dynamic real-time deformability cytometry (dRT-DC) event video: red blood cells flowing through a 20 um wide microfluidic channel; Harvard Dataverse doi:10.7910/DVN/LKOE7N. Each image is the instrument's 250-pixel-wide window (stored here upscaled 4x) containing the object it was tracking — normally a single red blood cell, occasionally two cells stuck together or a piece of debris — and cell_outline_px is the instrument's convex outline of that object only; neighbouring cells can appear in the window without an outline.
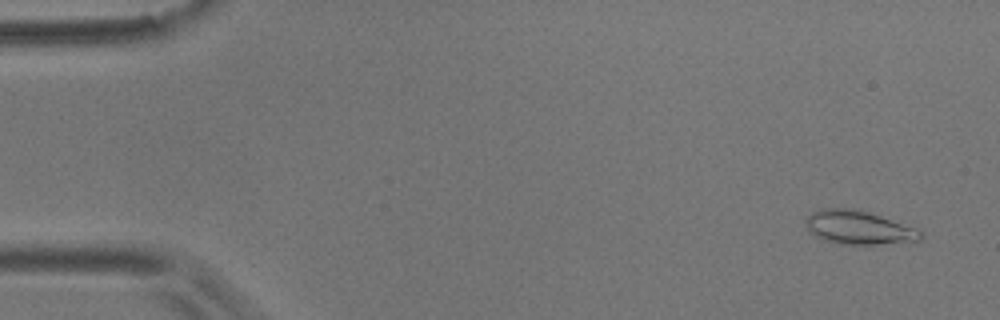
{"species": "common noctule bat (a hibernating species)", "species_latin": "Nyctalus noctula", "temperature_condition": "room temperature", "stored_images_in_passage": 12, "camera_frame_rate_fps": 3000, "um_per_image_px": 0.085, "animal": {"sex": "male", "body_mass_g": 17.9}, "frame": {"image": 1, "passage_image": 1, "time_ms": 0.0, "image_size_px": [1000, 320], "cell_outline_px": [[924, 236], [920, 240], [876, 244], [840, 244], [816, 236], [808, 232], [804, 220], [812, 212], [820, 208], [852, 208], [868, 212], [920, 228], [924, 232]], "centroid_in_image_um": [73.01, 19.33], "position_along_channel_um": 12.0, "area_um2": 22.66}}
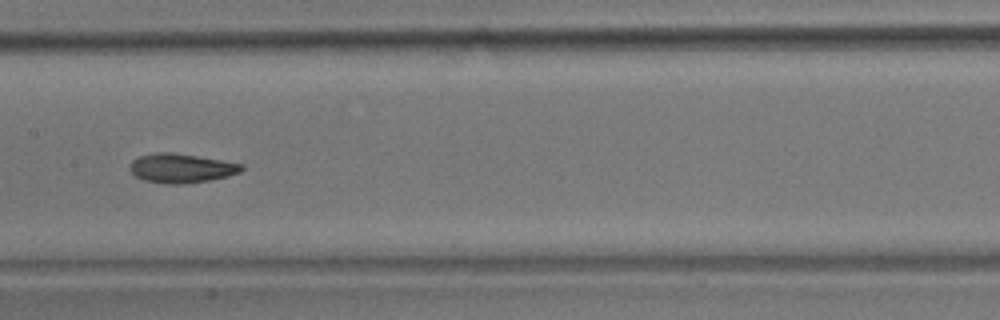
{"frame": {"image": 2, "passage_image": 7, "time_ms": 8.333, "image_size_px": [1000, 320], "cell_outline_px": [[244, 168], [240, 172], [228, 176], [208, 180], [184, 184], [164, 184], [144, 180], [136, 176], [128, 168], [132, 160], [140, 156], [156, 152], [172, 152], [244, 164]], "centroid_in_image_um": [15.39, 14.3], "position_along_channel_um": 192.0, "area_um2": 18.96}}
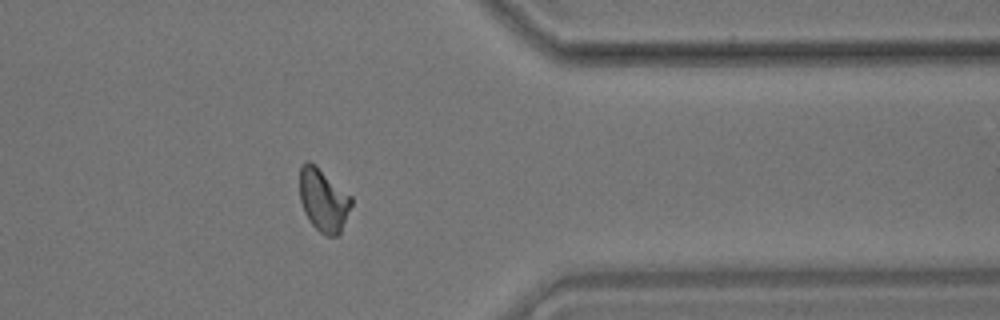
{"frame": {"image": 3, "passage_image": 12, "time_ms": 14.0, "image_size_px": [1000, 320], "cell_outline_px": [[352, 204], [340, 232], [336, 236], [328, 236], [320, 232], [308, 220], [304, 212], [300, 200], [300, 164], [308, 160], [316, 164], [352, 196]], "centroid_in_image_um": [27.48, 16.96], "position_along_channel_um": 383.9, "area_um2": 19.07}, "authors_computed_cell_mechanics": {"area_um2": 19.0162, "velocity_mm_per_s": 3.6185, "shape_relaxation_time_tau1_ms": 7.2681, "shape_relaxation_time_tau2_ms": 3.574, "deformation_change_tau1": 0.1444, "deformation_change_tau2": 0.0833}}